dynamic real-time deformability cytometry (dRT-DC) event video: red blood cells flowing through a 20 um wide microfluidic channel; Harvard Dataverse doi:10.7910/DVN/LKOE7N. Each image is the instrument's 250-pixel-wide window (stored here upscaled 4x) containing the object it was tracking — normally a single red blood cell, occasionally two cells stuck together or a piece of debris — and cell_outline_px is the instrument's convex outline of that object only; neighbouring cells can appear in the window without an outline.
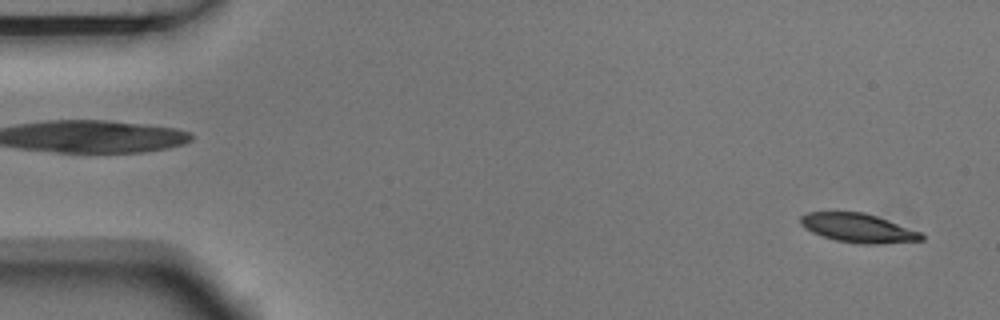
{"species": "Egyptian fruit bat (a non-hibernating species)", "species_latin": "Rousettus aegyptiacus", "temperature_condition": "room temperature", "stored_images_in_passage": 9, "camera_frame_rate_fps": 3000, "um_per_image_px": 0.085, "animal": {"sex": "male"}, "frame": {"image": 1, "passage_image": 1, "time_ms": 0.0, "image_size_px": [1000, 320], "cell_outline_px": [[924, 240], [880, 244], [856, 244], [836, 240], [812, 232], [804, 228], [800, 224], [800, 216], [808, 212], [864, 212], [924, 232]], "centroid_in_image_um": [72.98, 19.39], "position_along_channel_um": 12.0, "area_um2": 20.58}}
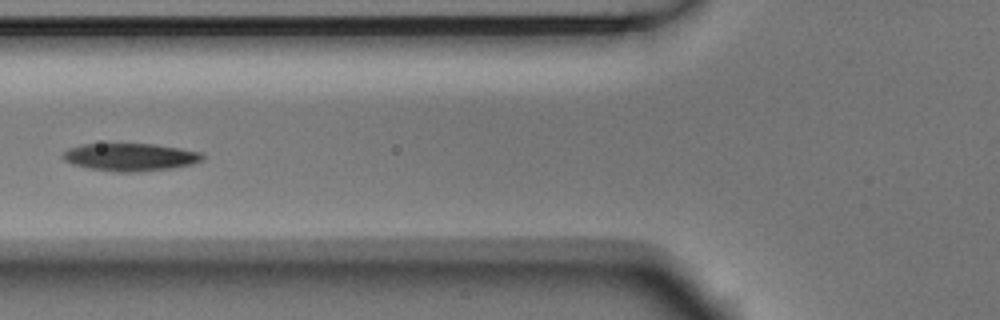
{"frame": {"image": 2, "passage_image": 6, "time_ms": 1.667, "image_size_px": [1000, 320], "cell_outline_px": [[204, 160], [192, 164], [168, 168], [140, 172], [120, 172], [88, 168], [72, 164], [64, 160], [64, 152], [72, 148], [84, 144], [156, 144], [180, 148], [200, 152], [204, 156]], "centroid_in_image_um": [11.12, 13.35], "position_along_channel_um": 114.7, "area_um2": 22.25}}
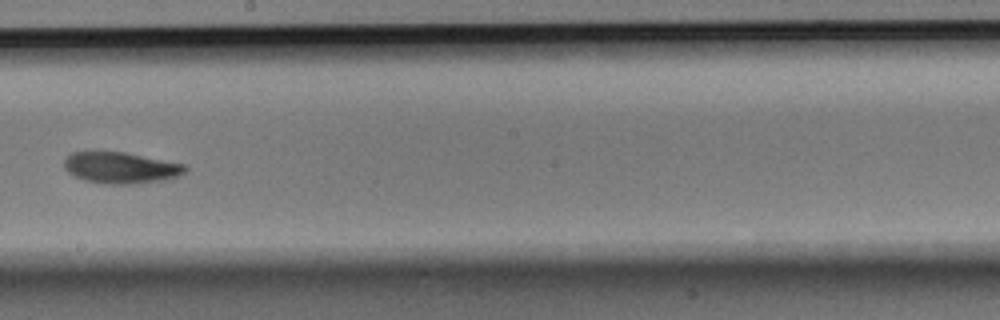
{"frame": {"image": 3, "passage_image": 9, "time_ms": 2.667, "image_size_px": [1000, 320], "cell_outline_px": [[188, 168], [184, 172], [176, 176], [164, 180], [136, 184], [108, 184], [84, 180], [68, 172], [64, 168], [64, 160], [72, 152], [124, 152], [188, 164]], "centroid_in_image_um": [10.3, 14.26], "position_along_channel_um": 237.9, "area_um2": 22.08}}